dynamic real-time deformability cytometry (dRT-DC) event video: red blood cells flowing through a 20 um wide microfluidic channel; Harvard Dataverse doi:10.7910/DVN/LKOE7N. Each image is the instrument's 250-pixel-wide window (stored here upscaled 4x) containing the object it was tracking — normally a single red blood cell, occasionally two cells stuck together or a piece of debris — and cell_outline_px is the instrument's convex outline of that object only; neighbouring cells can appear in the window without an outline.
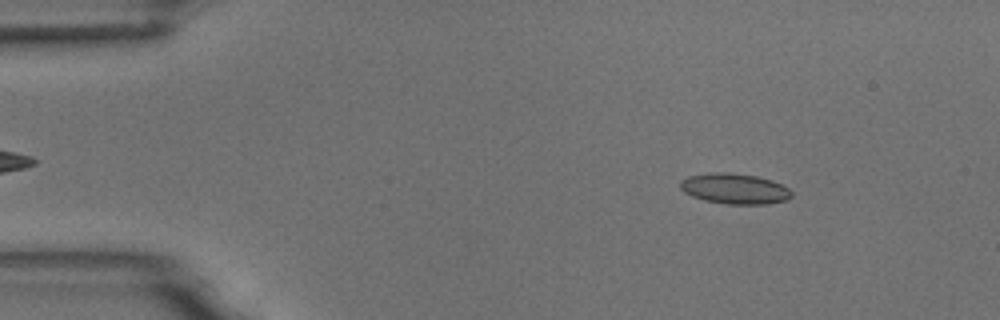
{"species": "common noctule bat (a hibernating species)", "species_latin": "Nyctalus noctula", "temperature_condition": "room temperature", "stored_images_in_passage": 4, "camera_frame_rate_fps": 3000, "um_per_image_px": 0.085, "animal": {"sex": "male", "body_mass_g": 18.8}, "frame": {"image": 1, "passage_image": 2, "time_ms": 1.0, "image_size_px": [1000, 320], "cell_outline_px": [[792, 196], [788, 200], [768, 204], [728, 204], [704, 200], [692, 196], [684, 192], [680, 188], [680, 180], [688, 176], [708, 172], [728, 172], [756, 176], [772, 180], [788, 188], [792, 192]], "centroid_in_image_um": [62.44, 16.03], "position_along_channel_um": 22.6, "area_um2": 19.94}}